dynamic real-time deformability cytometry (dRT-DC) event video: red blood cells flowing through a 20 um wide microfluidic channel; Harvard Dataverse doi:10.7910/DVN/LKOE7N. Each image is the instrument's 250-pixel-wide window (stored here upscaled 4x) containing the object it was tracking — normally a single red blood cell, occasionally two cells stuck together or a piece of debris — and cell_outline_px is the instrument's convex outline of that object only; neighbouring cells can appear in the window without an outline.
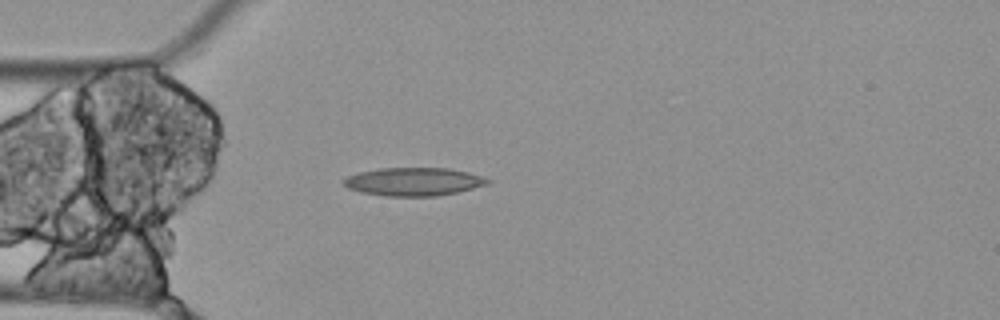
{"species": "Egyptian fruit bat (a non-hibernating species)", "species_latin": "Rousettus aegyptiacus", "temperature_condition": "cold", "stored_images_in_passage": 5, "camera_frame_rate_fps": 3000, "um_per_image_px": 0.085, "animal": {"sex": "female"}, "frame": {"image": 1, "passage_image": 5, "time_ms": 1.333, "image_size_px": [1000, 320], "cell_outline_px": [[492, 180], [488, 184], [456, 192], [436, 196], [384, 196], [360, 192], [348, 188], [340, 180], [348, 176], [360, 172], [380, 168], [448, 168], [468, 172], [484, 176]], "centroid_in_image_um": [35.16, 15.44], "position_along_channel_um": 49.8, "area_um2": 23.7}}